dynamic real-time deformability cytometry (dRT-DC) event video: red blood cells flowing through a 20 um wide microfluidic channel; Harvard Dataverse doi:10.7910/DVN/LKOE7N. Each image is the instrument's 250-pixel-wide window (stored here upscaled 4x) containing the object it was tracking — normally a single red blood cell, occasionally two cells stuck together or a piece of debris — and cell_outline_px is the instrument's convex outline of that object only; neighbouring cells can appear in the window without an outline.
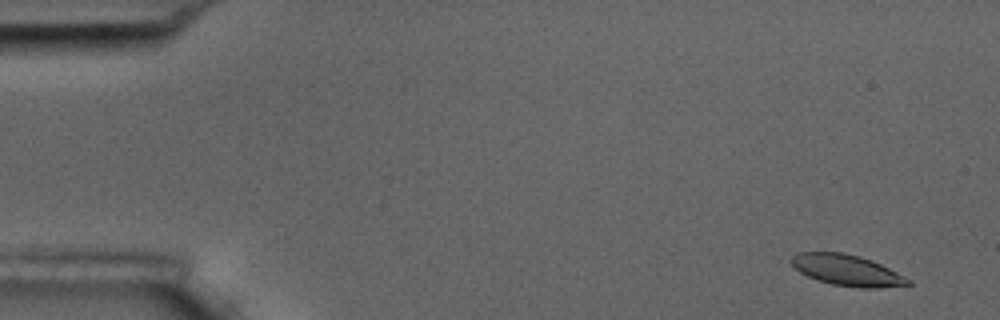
{"species": "common noctule bat (a hibernating species)", "species_latin": "Nyctalus noctula", "temperature_condition": "room temperature", "stored_images_in_passage": 7, "camera_frame_rate_fps": 3000, "um_per_image_px": 0.085, "animal": {"sex": "male", "body_mass_g": 17.5, "forearm_length_mm": 52.3}, "frame": {"image": 1, "passage_image": 2, "time_ms": 1.0, "image_size_px": [1000, 320], "cell_outline_px": [[912, 284], [880, 288], [860, 288], [832, 284], [808, 276], [800, 272], [792, 264], [792, 256], [796, 252], [844, 252], [860, 256], [872, 260], [912, 280]], "centroid_in_image_um": [72.02, 22.96], "position_along_channel_um": 13.0, "area_um2": 20.98}}
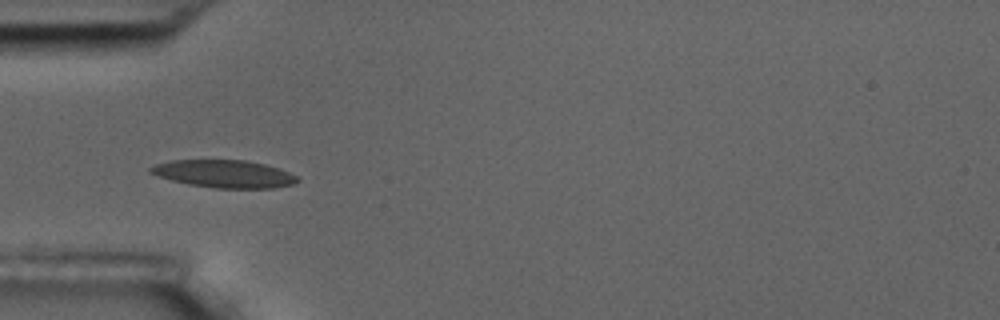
{"frame": {"image": 2, "passage_image": 6, "time_ms": 6.0, "image_size_px": [1000, 320], "cell_outline_px": [[300, 180], [292, 184], [272, 188], [216, 188], [188, 184], [172, 180], [148, 172], [148, 168], [156, 164], [172, 160], [244, 160], [264, 164], [288, 172], [296, 176]], "centroid_in_image_um": [19.03, 14.77], "position_along_channel_um": 66.0, "area_um2": 23.35}}